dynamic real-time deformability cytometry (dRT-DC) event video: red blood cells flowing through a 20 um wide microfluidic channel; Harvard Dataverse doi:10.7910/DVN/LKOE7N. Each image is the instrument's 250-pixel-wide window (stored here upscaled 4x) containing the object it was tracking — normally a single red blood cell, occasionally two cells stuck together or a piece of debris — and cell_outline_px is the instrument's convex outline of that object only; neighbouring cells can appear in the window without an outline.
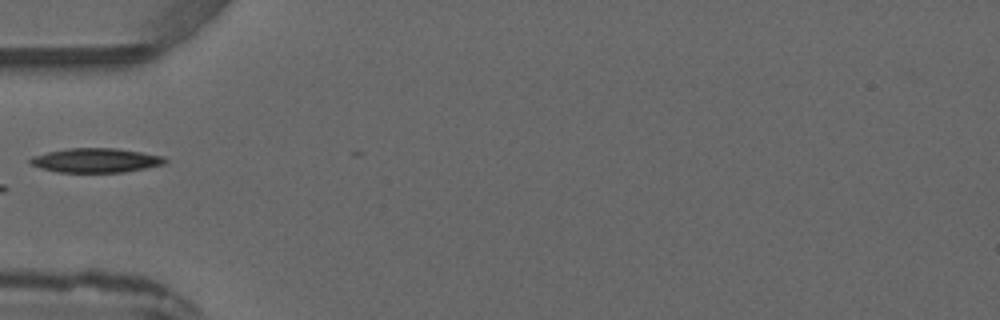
{"species": "common noctule bat (a hibernating species)", "species_latin": "Nyctalus noctula", "temperature_condition": "warm", "stored_images_in_passage": 3, "camera_frame_rate_fps": 3000, "um_per_image_px": 0.085, "animal": {"sex": "male", "forearm_length_mm": 52.5}, "frame": {"image": 1, "passage_image": 3, "time_ms": 2.333, "image_size_px": [1000, 320], "cell_outline_px": [[168, 160], [164, 164], [124, 172], [56, 172], [40, 168], [28, 164], [28, 160], [32, 156], [48, 152], [68, 148], [116, 148], [164, 156]], "centroid_in_image_um": [8.1, 13.63], "position_along_channel_um": 76.9, "area_um2": 19.13}}